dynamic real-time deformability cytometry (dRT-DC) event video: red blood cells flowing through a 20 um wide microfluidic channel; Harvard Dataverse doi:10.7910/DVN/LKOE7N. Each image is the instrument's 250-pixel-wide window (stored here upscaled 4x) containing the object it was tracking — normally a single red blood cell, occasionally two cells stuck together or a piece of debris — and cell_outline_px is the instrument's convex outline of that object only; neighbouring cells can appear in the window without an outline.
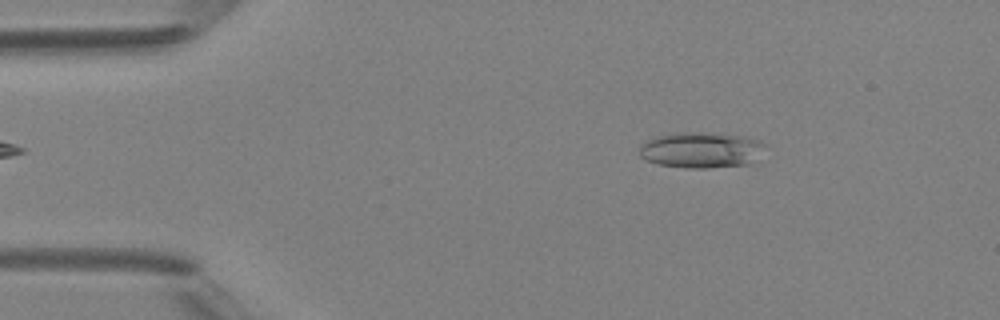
{"species": "Egyptian fruit bat (a non-hibernating species)", "species_latin": "Rousettus aegyptiacus", "temperature_condition": "room temperature", "stored_images_in_passage": 5, "camera_frame_rate_fps": 3000, "um_per_image_px": 0.085, "animal": {"sex": "female"}, "frame": {"image": 1, "passage_image": 5, "time_ms": 4.667, "image_size_px": [1000, 320], "cell_outline_px": [[768, 144], [752, 164], [708, 168], [684, 168], [656, 164], [640, 156], [640, 144], [644, 140], [668, 132], [724, 132], [760, 140]], "centroid_in_image_um": [59.61, 12.72], "position_along_channel_um": 25.4, "area_um2": 27.11}}